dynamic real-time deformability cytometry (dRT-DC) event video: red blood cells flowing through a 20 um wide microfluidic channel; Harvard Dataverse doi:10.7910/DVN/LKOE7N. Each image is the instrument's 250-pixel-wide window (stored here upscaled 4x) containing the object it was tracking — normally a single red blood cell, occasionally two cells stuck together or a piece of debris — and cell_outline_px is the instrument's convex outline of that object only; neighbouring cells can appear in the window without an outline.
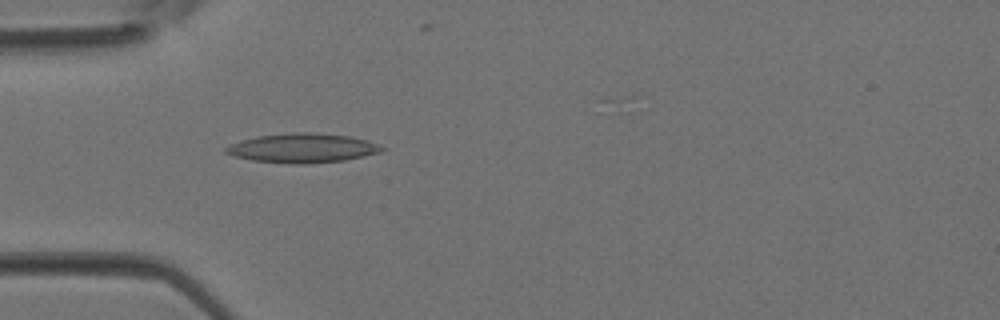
{"species": "Egyptian fruit bat (a non-hibernating species)", "species_latin": "Rousettus aegyptiacus", "temperature_condition": "room temperature", "stored_images_in_passage": 4, "camera_frame_rate_fps": 3000, "um_per_image_px": 0.085, "animal": {"sex": "female"}, "frame": {"image": 1, "passage_image": 4, "time_ms": 1.0, "image_size_px": [1000, 320], "cell_outline_px": [[388, 148], [380, 152], [364, 156], [344, 160], [304, 164], [296, 164], [252, 160], [232, 156], [224, 152], [224, 148], [228, 144], [256, 136], [296, 132], [316, 132], [348, 136], [368, 140]], "centroid_in_image_um": [25.7, 12.58], "position_along_channel_um": 59.3, "area_um2": 26.76}}